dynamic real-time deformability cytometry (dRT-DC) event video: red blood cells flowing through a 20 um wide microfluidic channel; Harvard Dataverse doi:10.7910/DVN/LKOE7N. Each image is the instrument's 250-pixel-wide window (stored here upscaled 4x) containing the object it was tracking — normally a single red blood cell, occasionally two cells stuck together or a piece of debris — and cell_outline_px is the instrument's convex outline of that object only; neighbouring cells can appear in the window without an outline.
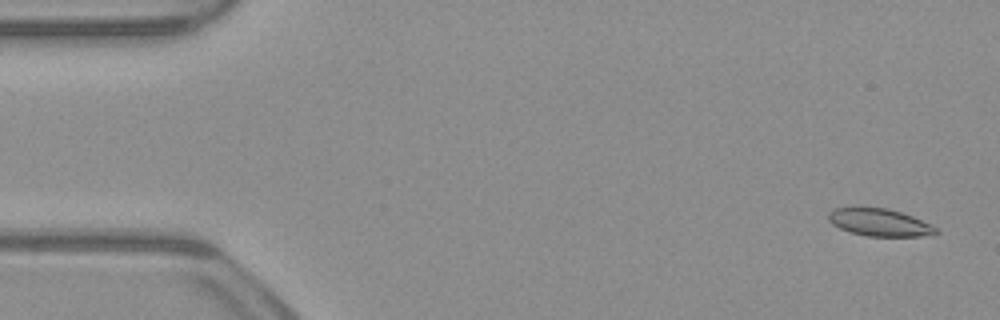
{"species": "common noctule bat (a hibernating species)", "species_latin": "Nyctalus noctula", "temperature_condition": "warm", "stored_images_in_passage": 52, "camera_frame_rate_fps": 3000, "um_per_image_px": 0.085, "animal": {"sex": "male", "body_mass_g": 23.1, "forearm_length_mm": 52.7}, "frame": {"image": 1, "passage_image": 2, "time_ms": 0.333, "image_size_px": [1000, 320], "cell_outline_px": [[940, 232], [932, 236], [868, 236], [852, 232], [840, 228], [832, 224], [828, 220], [828, 212], [832, 208], [856, 204], [888, 208], [912, 216], [932, 224]], "centroid_in_image_um": [74.72, 18.85], "position_along_channel_um": 10.3, "area_um2": 17.98}}
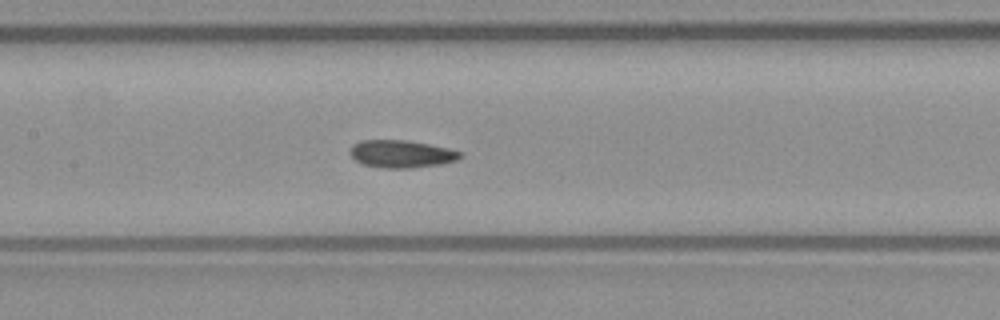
{"frame": {"image": 2, "passage_image": 24, "time_ms": 7.667, "image_size_px": [1000, 320], "cell_outline_px": [[464, 156], [456, 160], [440, 164], [408, 168], [384, 168], [364, 164], [356, 160], [348, 152], [352, 144], [360, 140], [408, 140], [448, 148], [460, 152]], "centroid_in_image_um": [34.09, 13.07], "position_along_channel_um": 173.3, "area_um2": 17.63}}
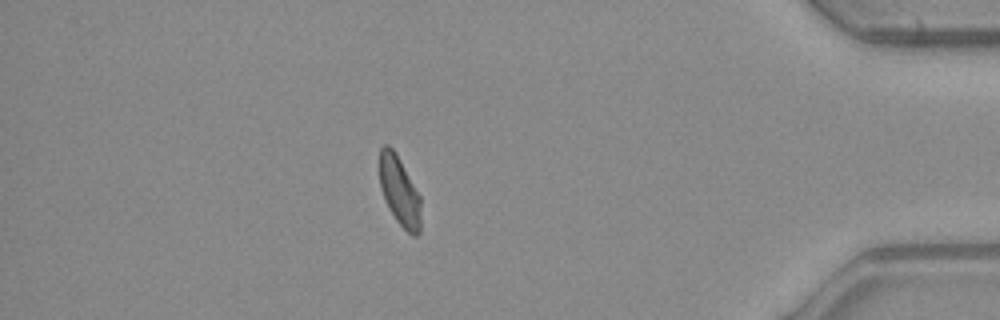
{"frame": {"image": 3, "passage_image": 45, "time_ms": 14.667, "image_size_px": [1000, 320], "cell_outline_px": [[420, 232], [416, 236], [412, 236], [396, 220], [388, 208], [380, 188], [380, 148], [384, 144], [388, 144], [396, 152], [420, 196]], "centroid_in_image_um": [33.95, 16.24], "position_along_channel_um": 401.3, "area_um2": 16.65}, "authors_computed_cell_mechanics": {"area_um2": 17.7157, "velocity_mm_per_s": 3.9432, "shape_relaxation_time_tau1_ms": 5.5502, "shape_relaxation_time_tau2_ms": 1.8385, "deformation_change_tau1": 0.1371, "deformation_change_tau2": 0.067}}